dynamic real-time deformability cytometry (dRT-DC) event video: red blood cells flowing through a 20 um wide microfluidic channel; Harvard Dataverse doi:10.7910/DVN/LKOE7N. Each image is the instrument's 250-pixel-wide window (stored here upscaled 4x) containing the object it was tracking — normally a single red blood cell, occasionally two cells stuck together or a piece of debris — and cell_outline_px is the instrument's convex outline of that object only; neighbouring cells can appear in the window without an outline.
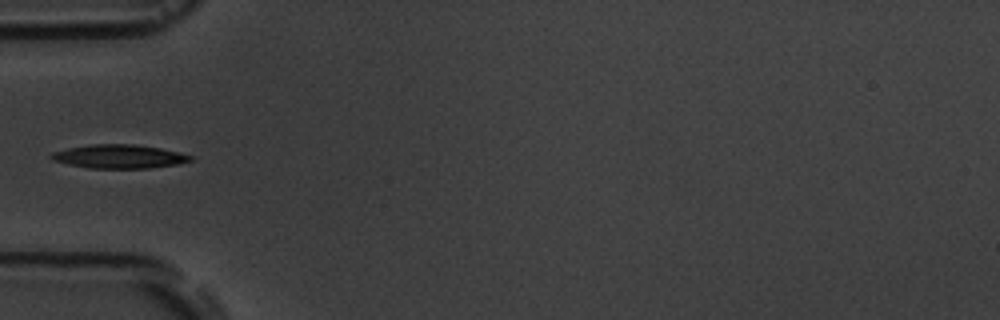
{"species": "common noctule bat (a hibernating species)", "species_latin": "Nyctalus noctula", "temperature_condition": "room temperature", "stored_images_in_passage": 9, "camera_frame_rate_fps": 3000, "um_per_image_px": 0.085, "animal": {"sex": "male", "body_mass_g": 19.5, "forearm_length_mm": 54.6}, "frame": {"image": 1, "passage_image": 6, "time_ms": 5.667, "image_size_px": [1000, 320], "cell_outline_px": [[196, 156], [192, 160], [176, 164], [148, 168], [88, 168], [68, 164], [52, 160], [48, 156], [52, 152], [68, 148], [92, 144], [132, 144], [160, 148]], "centroid_in_image_um": [10.11, 13.3], "position_along_channel_um": 74.9, "area_um2": 19.19}}
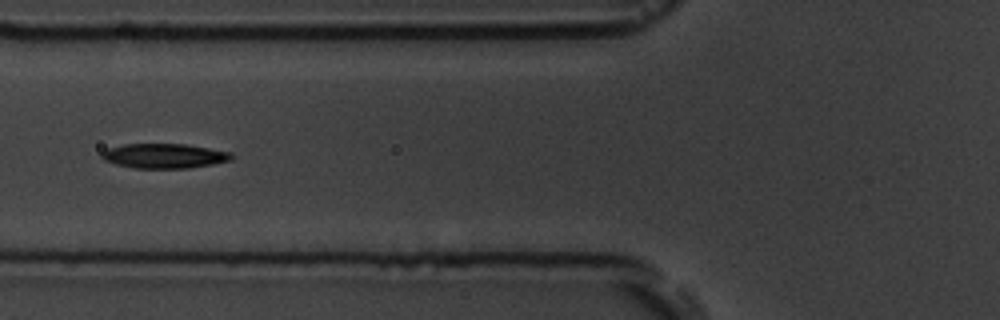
{"frame": {"image": 2, "passage_image": 7, "time_ms": 6.667, "image_size_px": [1000, 320], "cell_outline_px": [[232, 160], [212, 164], [188, 168], [136, 168], [116, 164], [104, 160], [100, 156], [100, 152], [108, 148], [124, 144], [188, 144], [232, 152]], "centroid_in_image_um": [13.96, 13.24], "position_along_channel_um": 111.8, "area_um2": 18.73}}
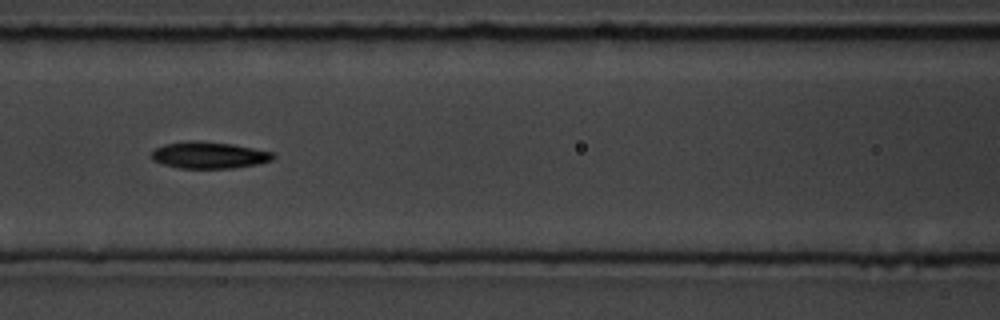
{"frame": {"image": 3, "passage_image": 8, "time_ms": 7.667, "image_size_px": [1000, 320], "cell_outline_px": [[276, 156], [272, 160], [256, 164], [232, 168], [180, 168], [164, 164], [152, 160], [152, 152], [156, 148], [164, 144], [188, 140], [200, 140], [232, 144], [272, 152]], "centroid_in_image_um": [17.75, 13.17], "position_along_channel_um": 148.8, "area_um2": 18.84}}